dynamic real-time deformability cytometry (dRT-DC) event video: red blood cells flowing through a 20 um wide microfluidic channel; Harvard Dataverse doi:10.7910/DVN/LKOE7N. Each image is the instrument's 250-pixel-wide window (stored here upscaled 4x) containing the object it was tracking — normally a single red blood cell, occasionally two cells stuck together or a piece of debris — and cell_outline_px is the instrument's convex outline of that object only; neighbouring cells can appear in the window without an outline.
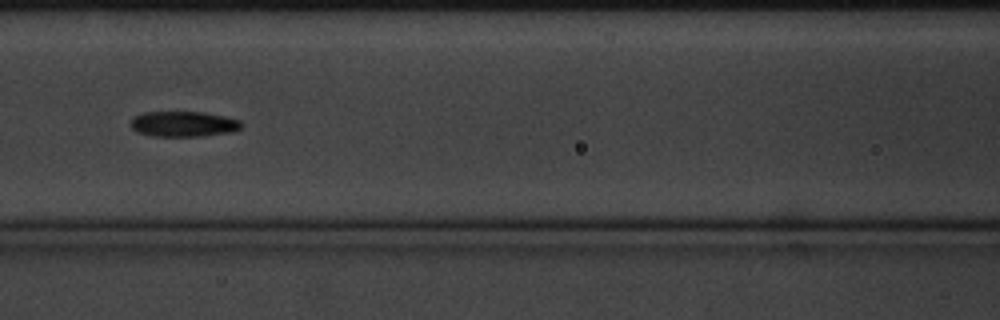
{"species": "common noctule bat (a hibernating species)", "species_latin": "Nyctalus noctula", "temperature_condition": "cold", "stored_images_in_passage": 16, "camera_frame_rate_fps": 3000, "um_per_image_px": 0.085, "animal": {"sex": "male", "body_mass_g": 20.1, "forearm_length_mm": 53.5}, "frame": {"image": 1, "passage_image": 10, "time_ms": 3.0, "image_size_px": [1000, 320], "cell_outline_px": [[244, 124], [240, 128], [232, 132], [200, 136], [152, 136], [136, 132], [132, 128], [132, 116], [144, 112], [204, 112], [224, 116], [240, 120]], "centroid_in_image_um": [15.6, 10.54], "position_along_channel_um": 151.0, "area_um2": 16.47}}